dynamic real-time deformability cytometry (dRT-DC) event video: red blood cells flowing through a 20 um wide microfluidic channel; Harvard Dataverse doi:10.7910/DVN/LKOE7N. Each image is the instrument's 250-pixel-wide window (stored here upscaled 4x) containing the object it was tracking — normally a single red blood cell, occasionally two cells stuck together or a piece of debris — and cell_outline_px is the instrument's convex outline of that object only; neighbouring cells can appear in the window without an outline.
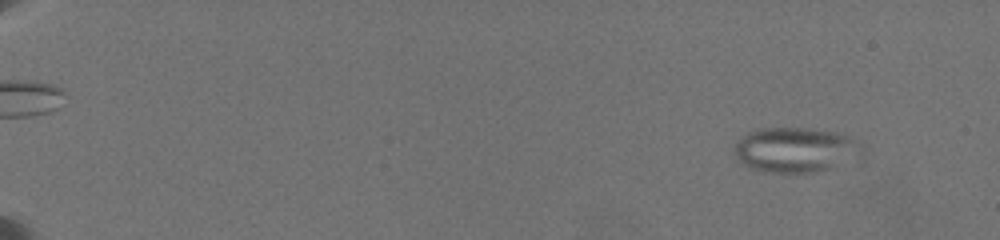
{"species": "common noctule bat (a hibernating species)", "species_latin": "Nyctalus noctula", "temperature_condition": "warm", "stored_images_in_passage": 48, "camera_frame_rate_fps": 3000, "um_per_image_px": 0.085, "animal": {"sex": "female", "body_mass_g": 19.5, "forearm_length_mm": 54.1}, "frame": {"image": 1, "passage_image": 2, "time_ms": 0.333, "image_size_px": [1000, 240], "cell_outline_px": [[864, 160], [816, 172], [764, 172], [752, 168], [736, 160], [732, 152], [732, 148], [736, 140], [748, 132], [760, 128], [804, 128], [836, 132], [848, 136], [860, 144], [864, 148]], "centroid_in_image_um": [67.66, 12.75], "position_along_channel_um": 17.3, "area_um2": 34.45}}
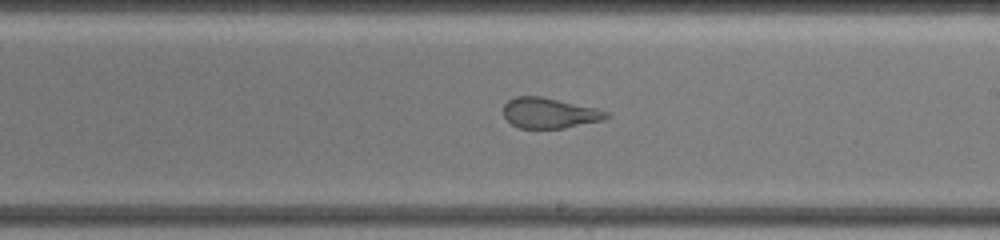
{"frame": {"image": 2, "passage_image": 36, "time_ms": 11.667, "image_size_px": [1000, 240], "cell_outline_px": [[612, 116], [604, 120], [564, 128], [520, 128], [512, 124], [504, 116], [504, 104], [508, 100], [516, 96], [540, 96], [596, 108], [608, 112]], "centroid_in_image_um": [46.72, 9.61], "position_along_channel_um": 242.3, "area_um2": 18.21}}
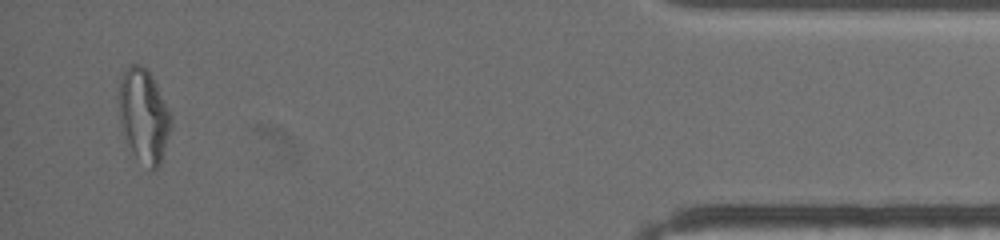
{"frame": {"image": 3, "passage_image": 48, "time_ms": 18.333, "image_size_px": [1000, 240], "cell_outline_px": [[172, 128], [160, 164], [156, 168], [148, 168], [132, 152], [124, 136], [120, 120], [120, 80], [124, 72], [132, 64], [140, 64], [152, 76], [172, 116]], "centroid_in_image_um": [12.25, 9.85], "position_along_channel_um": 422.9, "area_um2": 27.92}, "authors_computed_cell_mechanics": {"area_um2": 26.9637, "velocity_mm_per_s": 3.5726, "shape_relaxation_time_tau1_ms": null, "shape_relaxation_time_tau2_ms": 1.3979, "deformation_change_tau1": null, "deformation_change_tau2": 0.1118}}